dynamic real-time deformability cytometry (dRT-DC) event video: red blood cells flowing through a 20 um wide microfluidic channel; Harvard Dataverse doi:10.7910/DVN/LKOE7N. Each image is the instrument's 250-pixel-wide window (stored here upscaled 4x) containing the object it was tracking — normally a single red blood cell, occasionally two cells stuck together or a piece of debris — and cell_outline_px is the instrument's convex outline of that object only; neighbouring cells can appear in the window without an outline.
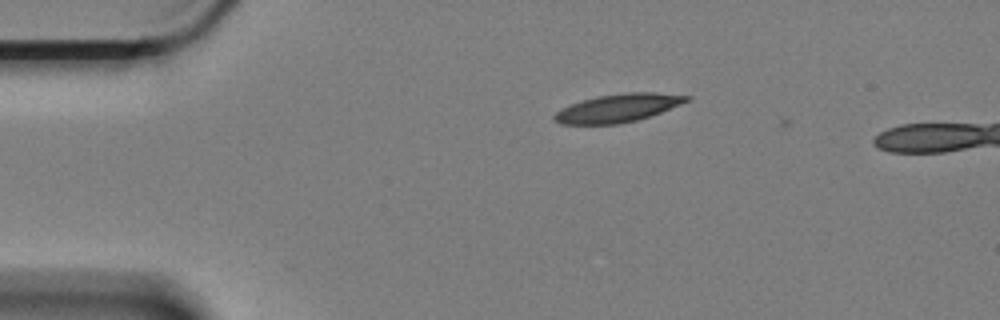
{"species": "Egyptian fruit bat (a non-hibernating species)", "species_latin": "Rousettus aegyptiacus", "temperature_condition": "cold", "stored_images_in_passage": 2, "camera_frame_rate_fps": 3000, "um_per_image_px": 0.085, "animal": {"sex": "female"}, "frame": {"image": 1, "passage_image": 1, "time_ms": 0.0, "image_size_px": [1000, 320], "cell_outline_px": [[692, 100], [660, 112], [636, 120], [620, 124], [560, 124], [552, 120], [552, 116], [556, 112], [572, 104], [596, 96], [624, 92], [656, 92], [692, 96]], "centroid_in_image_um": [52.55, 9.17], "position_along_channel_um": 32.4, "area_um2": 21.68}}